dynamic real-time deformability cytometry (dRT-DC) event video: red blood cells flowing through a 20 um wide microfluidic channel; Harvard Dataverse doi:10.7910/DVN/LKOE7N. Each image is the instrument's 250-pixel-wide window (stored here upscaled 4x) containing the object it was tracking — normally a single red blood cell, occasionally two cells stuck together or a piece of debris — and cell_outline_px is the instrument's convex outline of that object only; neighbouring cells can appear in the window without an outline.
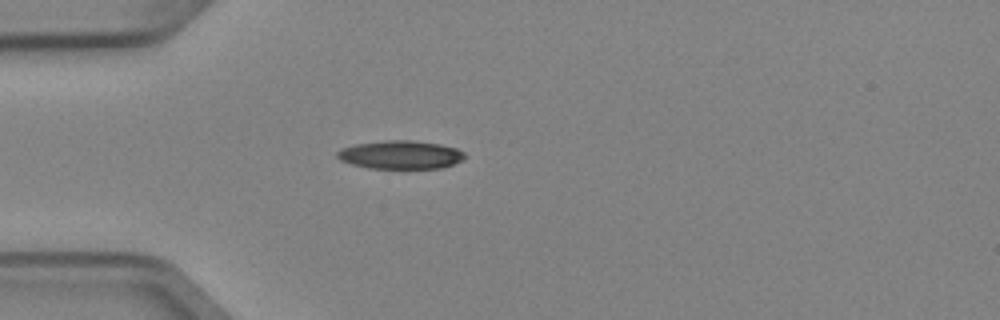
{"species": "Egyptian fruit bat (a non-hibernating species)", "species_latin": "Rousettus aegyptiacus", "temperature_condition": "cold", "stored_images_in_passage": 1, "camera_frame_rate_fps": 3000, "um_per_image_px": 0.085, "animal": {"sex": "female"}, "frame": {"image": 1, "passage_image": 1, "time_ms": 0.0, "image_size_px": [1000, 320], "cell_outline_px": [[464, 160], [440, 168], [368, 168], [352, 164], [340, 160], [336, 156], [336, 152], [344, 148], [356, 144], [392, 140], [408, 140], [440, 144], [456, 148], [464, 152]], "centroid_in_image_um": [34.05, 13.16], "position_along_channel_um": 50.9, "area_um2": 20.81}}